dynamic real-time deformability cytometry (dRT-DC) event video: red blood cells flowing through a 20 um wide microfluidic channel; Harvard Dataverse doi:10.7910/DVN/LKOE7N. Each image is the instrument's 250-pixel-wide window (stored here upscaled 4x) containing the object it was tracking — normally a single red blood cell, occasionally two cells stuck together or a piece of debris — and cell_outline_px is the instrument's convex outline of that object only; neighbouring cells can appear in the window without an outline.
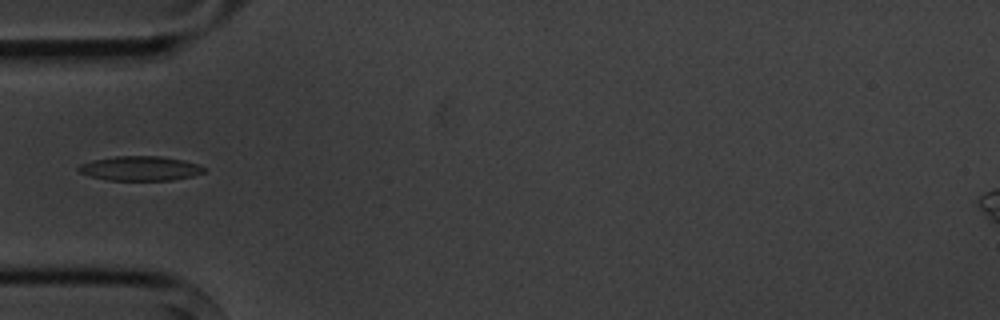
{"species": "common noctule bat (a hibernating species)", "species_latin": "Nyctalus noctula", "temperature_condition": "cold", "stored_images_in_passage": 14, "camera_frame_rate_fps": 3000, "um_per_image_px": 0.085, "animal": {"sex": "male", "body_mass_g": 20.1, "forearm_length_mm": 53.5}, "frame": {"image": 1, "passage_image": 4, "time_ms": 4.333, "image_size_px": [1000, 320], "cell_outline_px": [[208, 168], [204, 172], [192, 176], [172, 180], [108, 180], [92, 176], [80, 172], [76, 168], [80, 164], [92, 160], [116, 156], [160, 156], [184, 160], [200, 164]], "centroid_in_image_um": [11.96, 14.31], "position_along_channel_um": 73.0, "area_um2": 17.98}}
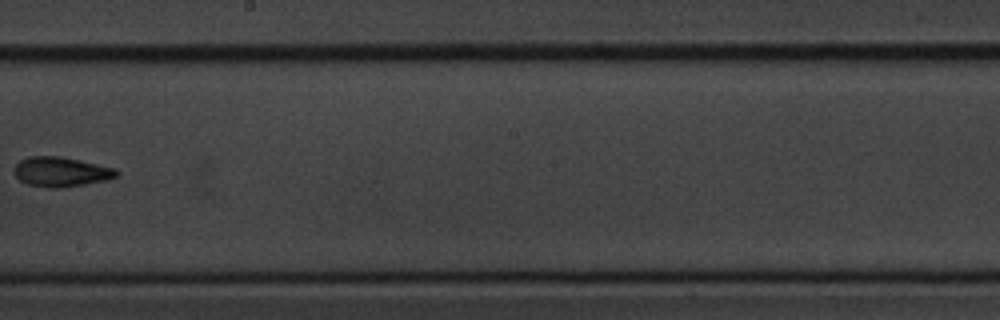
{"frame": {"image": 2, "passage_image": 8, "time_ms": 9.0, "image_size_px": [1000, 320], "cell_outline_px": [[120, 176], [104, 180], [84, 184], [60, 188], [48, 188], [28, 184], [20, 180], [12, 172], [12, 168], [20, 160], [28, 156], [60, 156], [80, 160], [116, 168], [120, 172]], "centroid_in_image_um": [5.18, 14.6], "position_along_channel_um": 243.0, "area_um2": 17.92}}
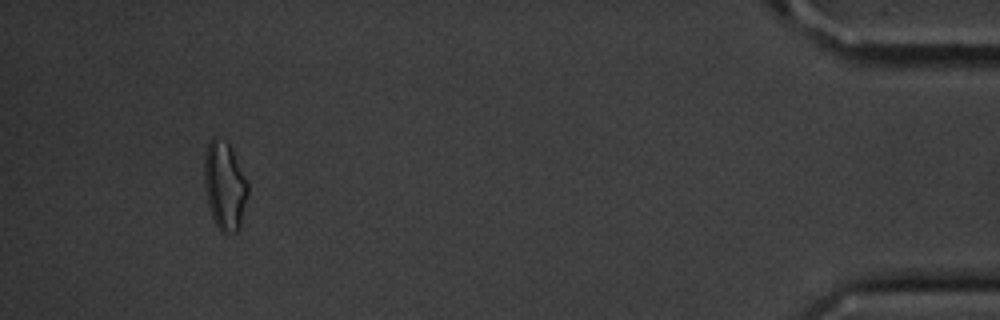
{"frame": {"image": 3, "passage_image": 13, "time_ms": 15.667, "image_size_px": [1000, 320], "cell_outline_px": [[248, 196], [240, 228], [236, 232], [228, 236], [220, 232], [212, 216], [208, 204], [204, 184], [204, 156], [208, 144], [212, 136], [216, 136], [224, 140], [232, 148], [248, 180]], "centroid_in_image_um": [19.12, 15.81], "position_along_channel_um": 416.1, "area_um2": 23.0}, "authors_computed_cell_mechanics": {"area_um2": 17.6001, "velocity_mm_per_s": 3.6118, "shape_relaxation_time_tau1_ms": 3.1103, "shape_relaxation_time_tau2_ms": 7.4563, "deformation_change_tau1": 0.1243, "deformation_change_tau2": 0.1689}}